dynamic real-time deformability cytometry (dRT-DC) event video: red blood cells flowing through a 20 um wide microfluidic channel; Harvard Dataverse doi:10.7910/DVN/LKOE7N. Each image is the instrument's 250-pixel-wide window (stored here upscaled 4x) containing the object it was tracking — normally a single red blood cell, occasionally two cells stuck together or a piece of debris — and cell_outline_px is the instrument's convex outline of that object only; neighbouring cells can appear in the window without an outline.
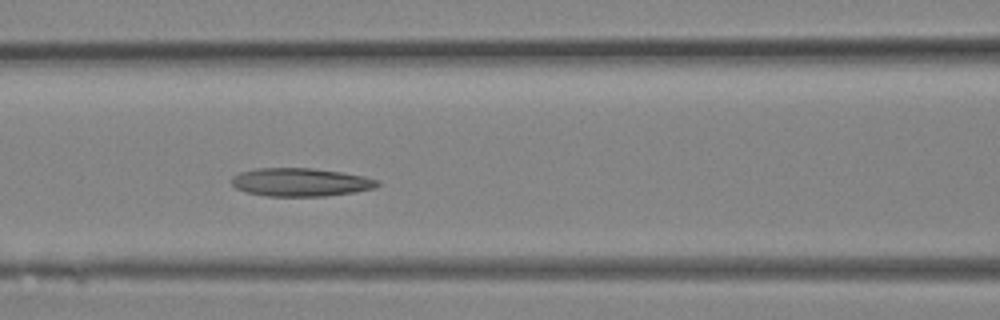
{"species": "Egyptian fruit bat (a non-hibernating species)", "species_latin": "Rousettus aegyptiacus", "temperature_condition": "room temperature", "stored_images_in_passage": 12, "camera_frame_rate_fps": 3000, "um_per_image_px": 0.085, "animal": {"sex": "female"}, "frame": {"image": 1, "passage_image": 12, "time_ms": 3.667, "image_size_px": [1000, 320], "cell_outline_px": [[380, 184], [376, 188], [356, 192], [324, 196], [268, 196], [248, 192], [236, 188], [232, 184], [232, 176], [240, 172], [256, 168], [312, 168], [340, 172], [364, 176], [380, 180]], "centroid_in_image_um": [25.58, 15.48], "position_along_channel_um": 141.0, "area_um2": 24.04}}